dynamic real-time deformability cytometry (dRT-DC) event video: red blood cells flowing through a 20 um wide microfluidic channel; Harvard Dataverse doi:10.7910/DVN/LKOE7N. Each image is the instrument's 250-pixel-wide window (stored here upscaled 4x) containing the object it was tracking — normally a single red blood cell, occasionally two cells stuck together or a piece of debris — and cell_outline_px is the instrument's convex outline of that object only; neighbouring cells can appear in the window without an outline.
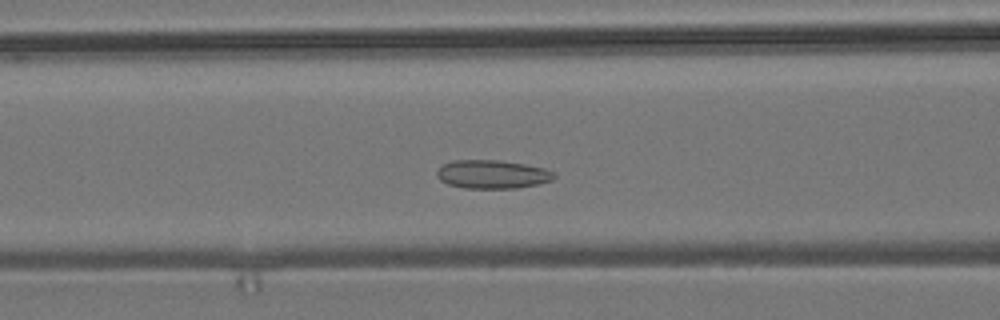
{"species": "common noctule bat (a hibernating species)", "species_latin": "Nyctalus noctula", "temperature_condition": "room temperature", "stored_images_in_passage": 51, "camera_frame_rate_fps": 3000, "um_per_image_px": 0.085, "animal": {"sex": "male", "body_mass_g": 19.2, "forearm_length_mm": 51.8}, "frame": {"image": 1, "passage_image": 17, "time_ms": 5.333, "image_size_px": [1000, 320], "cell_outline_px": [[556, 176], [552, 180], [536, 184], [516, 188], [464, 188], [448, 184], [440, 180], [436, 176], [436, 172], [444, 164], [452, 160], [500, 160], [524, 164], [544, 168], [556, 172]], "centroid_in_image_um": [41.85, 14.81], "position_along_channel_um": 124.8, "area_um2": 19.48}}
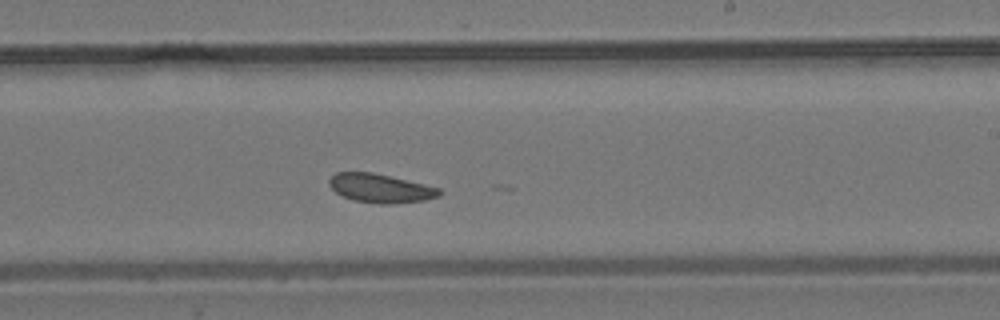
{"frame": {"image": 2, "passage_image": 28, "time_ms": 9.0, "image_size_px": [1000, 320], "cell_outline_px": [[444, 192], [440, 196], [424, 200], [392, 204], [380, 204], [352, 200], [336, 192], [328, 184], [328, 180], [336, 172], [372, 172], [424, 184], [440, 188]], "centroid_in_image_um": [32.35, 16.0], "position_along_channel_um": 256.6, "area_um2": 18.5}}
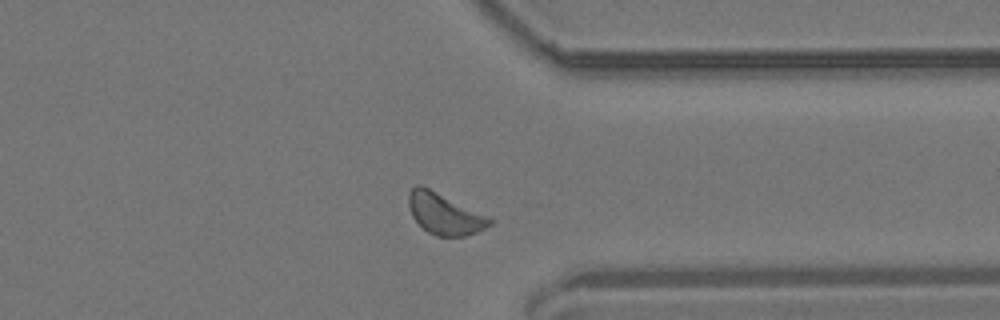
{"frame": {"image": 3, "passage_image": 38, "time_ms": 12.333, "image_size_px": [1000, 320], "cell_outline_px": [[492, 224], [476, 232], [464, 236], [436, 236], [428, 232], [412, 216], [408, 204], [408, 192], [416, 184], [420, 184], [492, 216]], "centroid_in_image_um": [37.81, 18.15], "position_along_channel_um": 373.6, "area_um2": 19.65}, "authors_computed_cell_mechanics": {"area_um2": 18.9584, "velocity_mm_per_s": 3.6076, "shape_relaxation_time_tau1_ms": null, "shape_relaxation_time_tau2_ms": 3.5056, "deformation_change_tau1": null, "deformation_change_tau2": 0.0924}}